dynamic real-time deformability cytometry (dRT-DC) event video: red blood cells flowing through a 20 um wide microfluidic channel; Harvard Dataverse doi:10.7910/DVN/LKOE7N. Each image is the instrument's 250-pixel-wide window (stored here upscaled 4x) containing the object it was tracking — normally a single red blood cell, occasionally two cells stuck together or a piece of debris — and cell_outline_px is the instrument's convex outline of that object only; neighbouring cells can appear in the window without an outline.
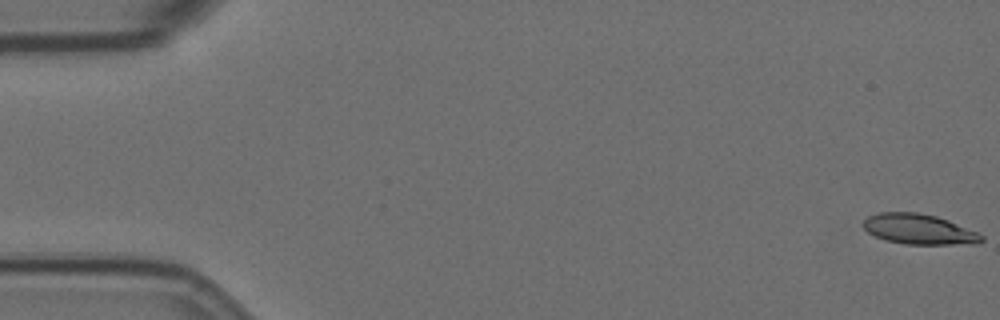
{"species": "Egyptian fruit bat (a non-hibernating species)", "species_latin": "Rousettus aegyptiacus", "temperature_condition": "room temperature", "stored_images_in_passage": 58, "camera_frame_rate_fps": 3000, "um_per_image_px": 0.085, "animal": {"sex": "female"}, "frame": {"image": 1, "passage_image": 1, "time_ms": 0.0, "image_size_px": [1000, 320], "cell_outline_px": [[984, 240], [976, 244], [904, 244], [888, 240], [876, 236], [868, 232], [864, 228], [864, 220], [868, 216], [880, 212], [916, 212], [936, 216], [948, 220], [976, 232], [984, 236]], "centroid_in_image_um": [78.13, 19.48], "position_along_channel_um": 6.9, "area_um2": 20.63}}
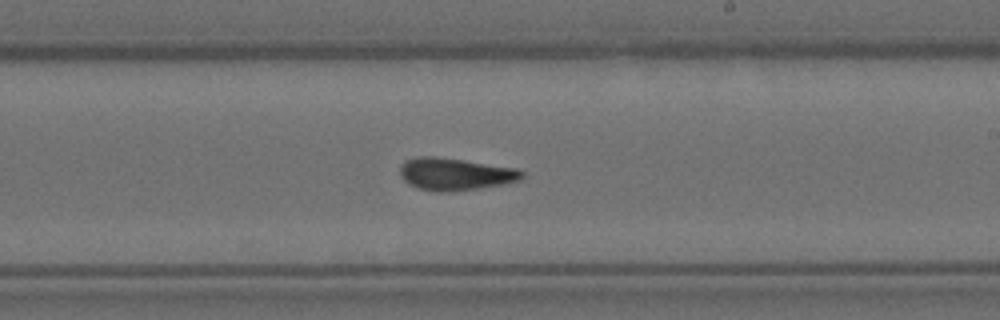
{"frame": {"image": 2, "passage_image": 34, "time_ms": 11.0, "image_size_px": [1000, 320], "cell_outline_px": [[524, 176], [520, 180], [500, 184], [476, 188], [448, 192], [440, 192], [420, 188], [408, 184], [400, 176], [400, 164], [404, 160], [416, 156], [436, 156], [464, 160], [516, 168], [524, 172]], "centroid_in_image_um": [38.64, 14.78], "position_along_channel_um": 250.4, "area_um2": 22.89}}
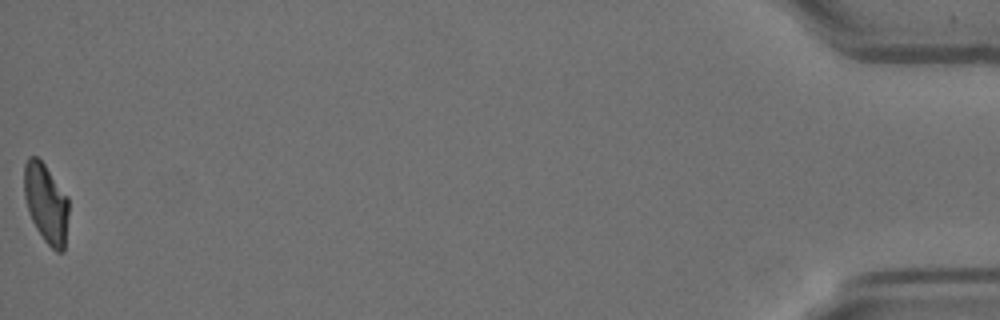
{"frame": {"image": 3, "passage_image": 58, "time_ms": 19.0, "image_size_px": [1000, 320], "cell_outline_px": [[68, 212], [64, 252], [56, 252], [44, 240], [36, 228], [32, 220], [24, 196], [24, 164], [28, 156], [36, 156], [44, 164], [68, 196]], "centroid_in_image_um": [3.91, 17.27], "position_along_channel_um": 431.3, "area_um2": 20.52}, "authors_computed_cell_mechanics": {"area_um2": 21.8773, "velocity_mm_per_s": 3.5331, "shape_relaxation_time_tau1_ms": 7.4214, "shape_relaxation_time_tau2_ms": 1.7172, "deformation_change_tau1": 0.2214, "deformation_change_tau2": 0.0959}}